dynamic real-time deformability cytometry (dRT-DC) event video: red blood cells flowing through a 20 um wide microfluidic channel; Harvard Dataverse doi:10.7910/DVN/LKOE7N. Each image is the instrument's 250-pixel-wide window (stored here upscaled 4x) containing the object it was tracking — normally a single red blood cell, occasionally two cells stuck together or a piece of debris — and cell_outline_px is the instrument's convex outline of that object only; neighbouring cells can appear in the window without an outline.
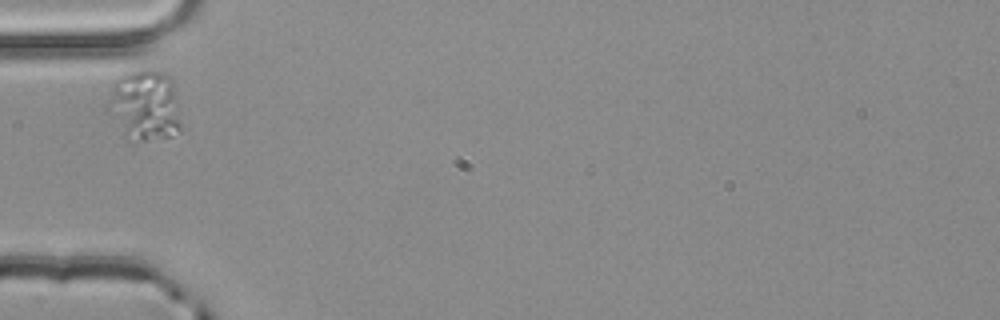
{"species": "common noctule bat (a hibernating species)", "species_latin": "Nyctalus noctula", "temperature_condition": "room temperature", "stored_images_in_passage": 1, "camera_frame_rate_fps": 3000, "um_per_image_px": 0.085, "animal": {"sex": "male", "body_mass_g": 20.4}, "frame": {"image": 1, "passage_image": 1, "time_ms": 0.0, "image_size_px": [1000, 320], "cell_outline_px": [[180, 132], [168, 136], [144, 140], [140, 140], [124, 136], [112, 92], [112, 88], [116, 80], [128, 72], [144, 68], [148, 68], [164, 72], [172, 80], [176, 96], [180, 124]], "centroid_in_image_um": [12.46, 8.89], "position_along_channel_um": 72.5, "area_um2": 28.15}}